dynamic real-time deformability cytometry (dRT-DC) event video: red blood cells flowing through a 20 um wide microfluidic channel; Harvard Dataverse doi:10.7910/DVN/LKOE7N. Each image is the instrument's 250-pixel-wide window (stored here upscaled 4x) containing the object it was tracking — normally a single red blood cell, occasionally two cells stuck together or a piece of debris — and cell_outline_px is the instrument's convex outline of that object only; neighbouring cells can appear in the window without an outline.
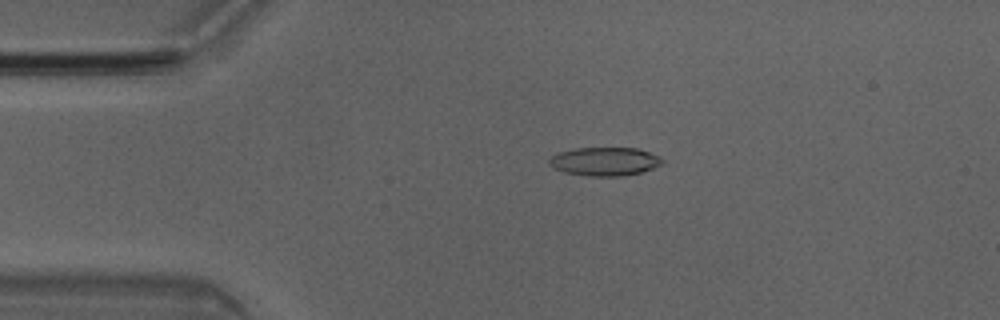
{"species": "Egyptian fruit bat (a non-hibernating species)", "species_latin": "Rousettus aegyptiacus", "temperature_condition": "room temperature", "stored_images_in_passage": 4, "camera_frame_rate_fps": 3000, "um_per_image_px": 0.085, "animal": {"sex": "male"}, "frame": {"image": 1, "passage_image": 3, "time_ms": 0.667, "image_size_px": [1000, 320], "cell_outline_px": [[664, 160], [660, 164], [652, 168], [640, 172], [620, 176], [588, 176], [564, 172], [552, 168], [548, 164], [548, 160], [552, 156], [560, 152], [576, 148], [636, 148], [660, 156]], "centroid_in_image_um": [51.36, 13.72], "position_along_channel_um": 33.6, "area_um2": 18.67}}